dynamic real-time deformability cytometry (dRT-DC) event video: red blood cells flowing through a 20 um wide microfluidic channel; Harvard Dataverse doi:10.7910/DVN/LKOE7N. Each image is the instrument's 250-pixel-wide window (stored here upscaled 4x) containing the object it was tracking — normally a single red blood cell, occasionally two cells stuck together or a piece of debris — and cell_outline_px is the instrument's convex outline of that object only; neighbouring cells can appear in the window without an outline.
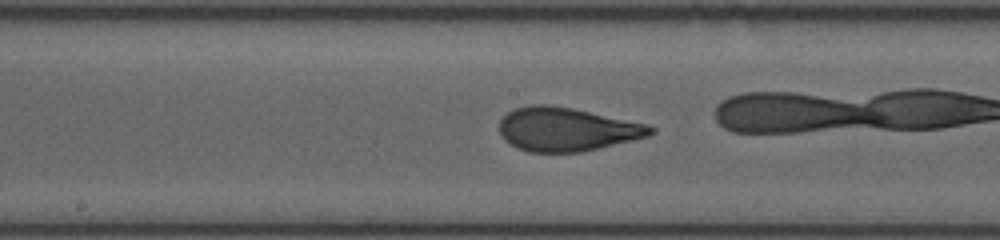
{"species": "human", "species_latin": "Homo sapiens", "temperature_condition": "room temperature", "stored_images_in_passage": 25, "camera_frame_rate_fps": 3000, "um_per_image_px": 0.085, "donor": {"sex": "female"}, "frame": {"image": 1, "passage_image": 11, "time_ms": 6.667, "image_size_px": [1000, 240], "cell_outline_px": [[656, 132], [648, 136], [632, 140], [580, 152], [528, 152], [516, 148], [504, 140], [500, 136], [500, 120], [508, 112], [516, 108], [532, 104], [548, 104], [572, 108], [648, 124], [656, 128]], "centroid_in_image_um": [48.16, 10.99], "position_along_channel_um": 200.0, "area_um2": 38.44}}
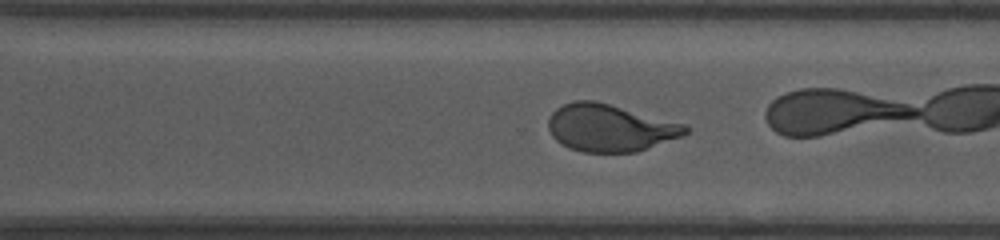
{"frame": {"image": 2, "passage_image": 18, "time_ms": 9.667, "image_size_px": [1000, 240], "cell_outline_px": [[688, 132], [680, 136], [636, 152], [584, 152], [568, 148], [556, 140], [552, 136], [548, 128], [548, 116], [556, 108], [564, 104], [576, 100], [592, 100], [688, 124]], "centroid_in_image_um": [51.82, 10.86], "position_along_channel_um": 318.8, "area_um2": 37.57}}